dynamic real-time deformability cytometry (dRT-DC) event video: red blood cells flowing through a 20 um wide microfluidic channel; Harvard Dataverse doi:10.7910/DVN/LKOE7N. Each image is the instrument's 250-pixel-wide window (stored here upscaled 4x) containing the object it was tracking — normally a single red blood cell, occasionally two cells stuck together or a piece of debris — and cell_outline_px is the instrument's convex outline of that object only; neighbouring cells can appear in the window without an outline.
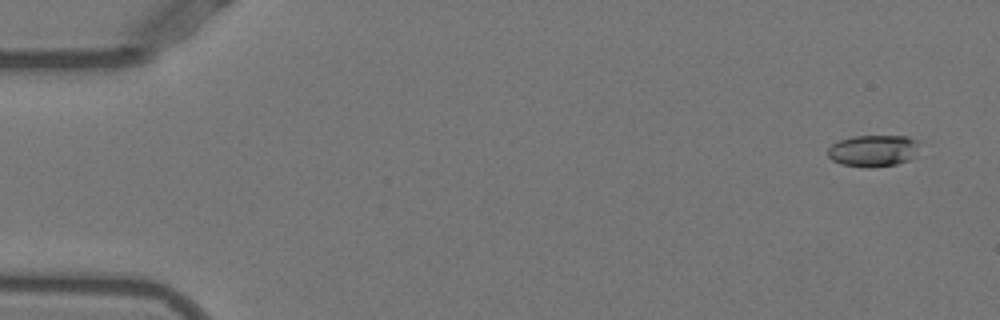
{"species": "Egyptian fruit bat (a non-hibernating species)", "species_latin": "Rousettus aegyptiacus", "temperature_condition": "warm", "stored_images_in_passage": 53, "camera_frame_rate_fps": 3000, "um_per_image_px": 0.085, "animal": {"sex": "female"}, "frame": {"image": 1, "passage_image": 3, "time_ms": 0.667, "image_size_px": [1000, 320], "cell_outline_px": [[916, 156], [908, 160], [896, 164], [872, 168], [868, 168], [840, 164], [832, 160], [828, 156], [828, 148], [832, 144], [840, 140], [852, 136], [908, 136], [916, 140]], "centroid_in_image_um": [74.19, 12.82], "position_along_channel_um": 10.8, "area_um2": 16.94}}
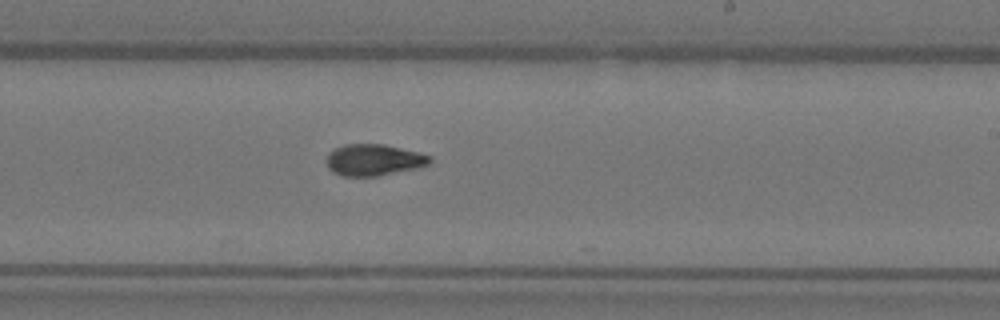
{"frame": {"image": 2, "passage_image": 32, "time_ms": 10.333, "image_size_px": [1000, 320], "cell_outline_px": [[432, 160], [428, 164], [420, 168], [376, 176], [340, 176], [332, 172], [328, 168], [328, 152], [344, 144], [384, 144], [432, 156]], "centroid_in_image_um": [31.77, 13.6], "position_along_channel_um": 257.2, "area_um2": 18.96}}
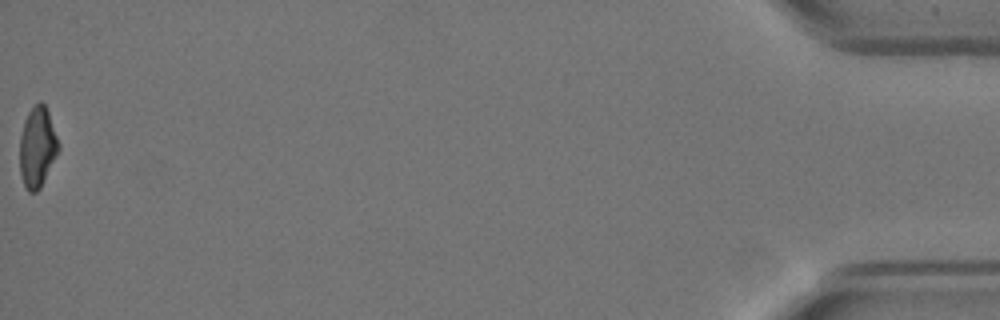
{"frame": {"image": 3, "passage_image": 53, "time_ms": 17.333, "image_size_px": [1000, 320], "cell_outline_px": [[60, 148], [40, 188], [36, 192], [28, 192], [24, 184], [20, 172], [20, 136], [24, 120], [28, 112], [40, 100], [44, 104], [48, 112], [60, 144]], "centroid_in_image_um": [3.17, 12.5], "position_along_channel_um": 432.0, "area_um2": 18.03}, "authors_computed_cell_mechanics": {"area_um2": 18.207, "velocity_mm_per_s": 3.9057, "shape_relaxation_time_tau1_ms": 5.9361, "shape_relaxation_time_tau2_ms": 4.8652, "deformation_change_tau1": 0.2168, "deformation_change_tau2": 0.1198}}